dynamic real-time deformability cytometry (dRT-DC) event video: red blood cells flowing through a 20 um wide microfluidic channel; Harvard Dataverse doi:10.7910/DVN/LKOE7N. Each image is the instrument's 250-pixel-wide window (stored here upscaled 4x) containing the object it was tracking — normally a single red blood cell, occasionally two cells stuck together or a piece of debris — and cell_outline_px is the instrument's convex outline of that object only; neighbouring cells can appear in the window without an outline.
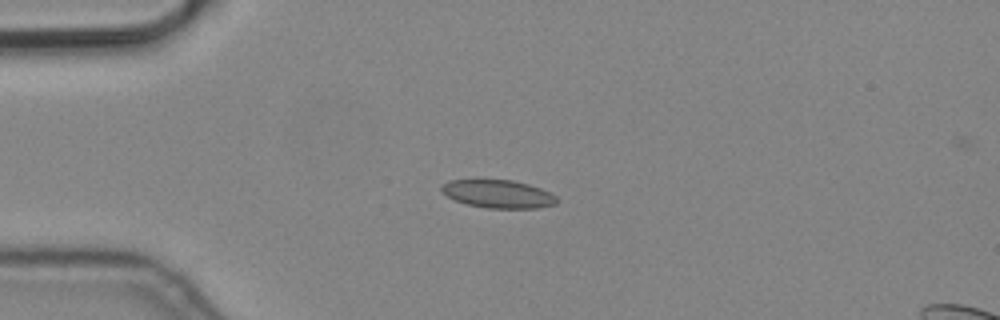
{"species": "common noctule bat (a hibernating species)", "species_latin": "Nyctalus noctula", "temperature_condition": "cold", "stored_images_in_passage": 5, "camera_frame_rate_fps": 3000, "um_per_image_px": 0.085, "animal": {"sex": "male", "body_mass_g": 19.2, "forearm_length_mm": 51.8}, "frame": {"image": 1, "passage_image": 4, "time_ms": 1.0, "image_size_px": [1000, 320], "cell_outline_px": [[556, 204], [536, 208], [488, 208], [468, 204], [456, 200], [440, 192], [440, 184], [448, 180], [512, 180], [528, 184], [540, 188], [556, 196]], "centroid_in_image_um": [42.3, 16.48], "position_along_channel_um": 42.7, "area_um2": 18.73}}